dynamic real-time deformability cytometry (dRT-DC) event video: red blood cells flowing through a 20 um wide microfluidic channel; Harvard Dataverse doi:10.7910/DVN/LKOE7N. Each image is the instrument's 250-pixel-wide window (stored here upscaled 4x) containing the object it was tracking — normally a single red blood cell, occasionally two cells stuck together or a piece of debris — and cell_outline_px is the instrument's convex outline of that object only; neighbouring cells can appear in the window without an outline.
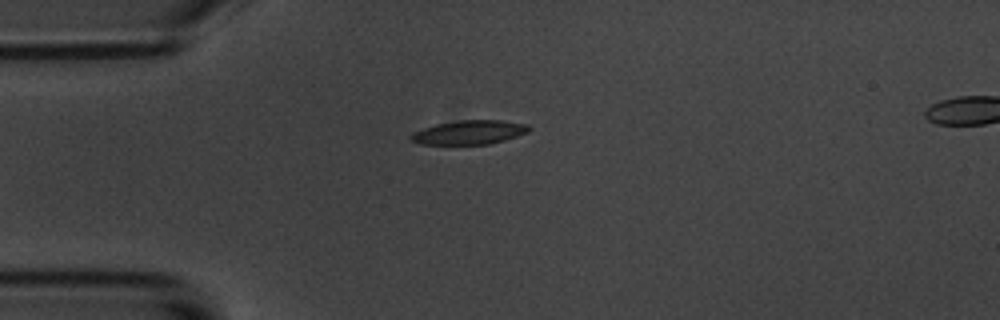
{"species": "common noctule bat (a hibernating species)", "species_latin": "Nyctalus noctula", "temperature_condition": "room temperature", "stored_images_in_passage": 43, "camera_frame_rate_fps": 3000, "um_per_image_px": 0.085, "animal": {"sex": "male", "body_mass_g": 20.1, "forearm_length_mm": 53.5}, "frame": {"image": 1, "passage_image": 1, "time_ms": 0.0, "image_size_px": [1000, 320], "cell_outline_px": [[532, 128], [528, 132], [504, 140], [488, 144], [420, 144], [412, 140], [408, 136], [424, 128], [436, 124], [460, 120], [500, 120], [528, 124]], "centroid_in_image_um": [39.93, 11.24], "position_along_channel_um": 45.1, "area_um2": 16.36}}
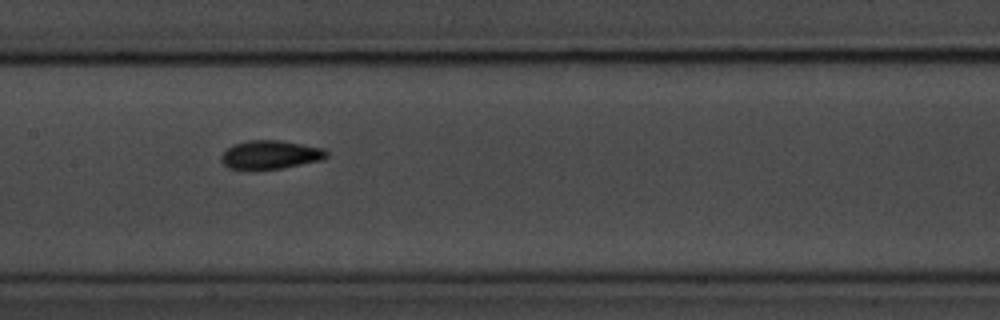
{"frame": {"image": 2, "passage_image": 14, "time_ms": 4.333, "image_size_px": [1000, 320], "cell_outline_px": [[328, 156], [324, 160], [280, 168], [228, 168], [220, 160], [220, 156], [232, 144], [248, 140], [280, 140], [324, 148], [328, 152]], "centroid_in_image_um": [23.01, 13.13], "position_along_channel_um": 184.4, "area_um2": 17.4}}
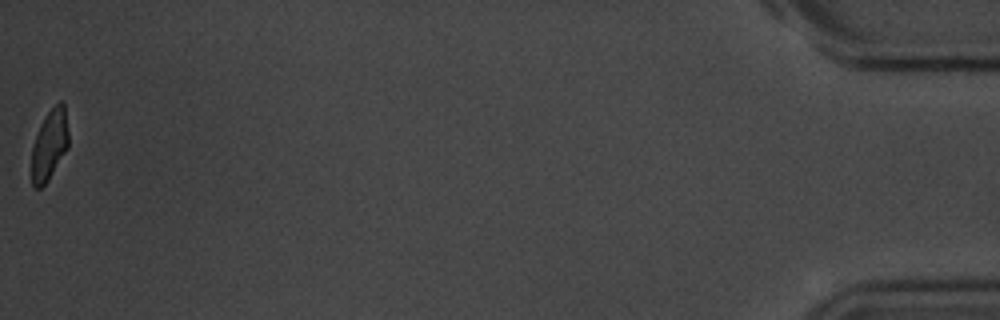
{"frame": {"image": 3, "passage_image": 43, "time_ms": 14.0, "image_size_px": [1000, 320], "cell_outline_px": [[68, 148], [48, 180], [40, 188], [32, 188], [32, 148], [36, 136], [48, 112], [60, 100], [64, 104], [68, 132]], "centroid_in_image_um": [4.21, 12.35], "position_along_channel_um": 431.0, "area_um2": 14.8}, "authors_computed_cell_mechanics": {"area_um2": 16.9932, "velocity_mm_per_s": 3.5718, "shape_relaxation_time_tau1_ms": 3.3437, "shape_relaxation_time_tau2_ms": 1.3273, "deformation_change_tau1": 0.1349, "deformation_change_tau2": 0.0575}}